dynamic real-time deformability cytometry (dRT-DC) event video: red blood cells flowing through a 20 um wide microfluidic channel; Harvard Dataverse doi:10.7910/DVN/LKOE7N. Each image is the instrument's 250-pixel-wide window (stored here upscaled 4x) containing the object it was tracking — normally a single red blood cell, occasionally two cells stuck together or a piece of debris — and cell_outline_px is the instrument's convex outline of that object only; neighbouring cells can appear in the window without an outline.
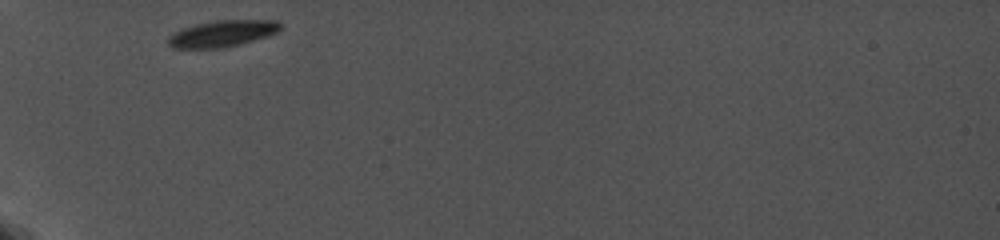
{"species": "common noctule bat (a hibernating species)", "species_latin": "Nyctalus noctula", "temperature_condition": "cold", "stored_images_in_passage": 13, "camera_frame_rate_fps": 5000, "um_per_image_px": 0.085, "animal": {"sex": "female", "body_mass_g": 19.0, "forearm_length_mm": 56.7}, "frame": {"image": 1, "passage_image": 1, "time_ms": 0.0, "image_size_px": [1000, 240], "cell_outline_px": [[284, 24], [276, 32], [268, 36], [240, 44], [224, 48], [172, 48], [168, 44], [168, 36], [184, 28], [196, 24], [216, 20], [280, 20]], "centroid_in_image_um": [18.94, 2.85], "position_along_channel_um": 66.1, "area_um2": 17.34}}
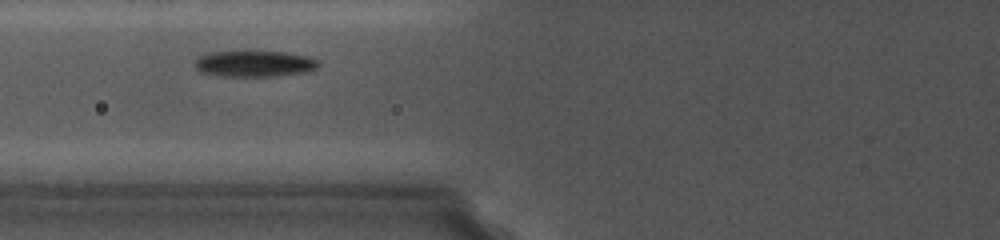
{"frame": {"image": 2, "passage_image": 4, "time_ms": 1.4, "image_size_px": [1000, 240], "cell_outline_px": [[320, 64], [316, 68], [304, 72], [280, 76], [220, 76], [200, 72], [196, 68], [196, 56], [208, 52], [284, 52], [308, 56], [316, 60]], "centroid_in_image_um": [21.6, 5.42], "position_along_channel_um": 104.2, "area_um2": 18.73}}